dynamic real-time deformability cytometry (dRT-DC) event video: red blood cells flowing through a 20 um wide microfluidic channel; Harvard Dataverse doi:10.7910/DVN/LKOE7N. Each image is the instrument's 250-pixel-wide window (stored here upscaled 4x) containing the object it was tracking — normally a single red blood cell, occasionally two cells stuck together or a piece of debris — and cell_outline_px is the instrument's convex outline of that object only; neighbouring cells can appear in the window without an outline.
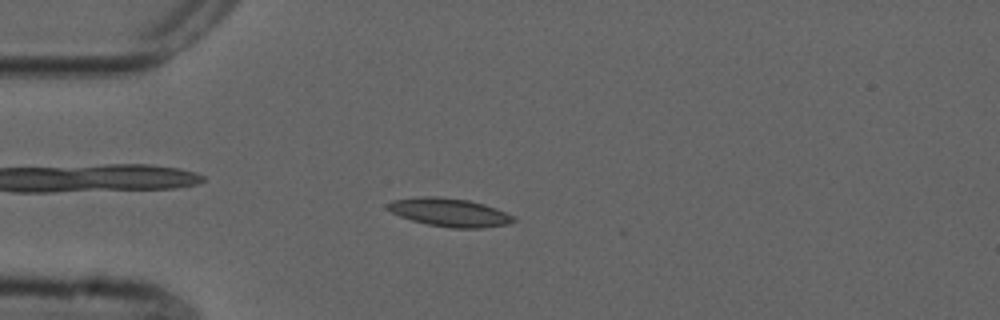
{"species": "common noctule bat (a hibernating species)", "species_latin": "Nyctalus noctula", "temperature_condition": "cold", "stored_images_in_passage": 31, "camera_frame_rate_fps": 3000, "um_per_image_px": 0.085, "animal": {"sex": "male", "forearm_length_mm": 52.5}, "frame": {"image": 1, "passage_image": 12, "time_ms": 3.667, "image_size_px": [1000, 320], "cell_outline_px": [[516, 220], [508, 224], [484, 228], [452, 228], [428, 224], [412, 220], [400, 216], [392, 212], [384, 204], [392, 200], [424, 196], [436, 196], [468, 200], [484, 204], [496, 208], [516, 216]], "centroid_in_image_um": [38.24, 18.05], "position_along_channel_um": 46.8, "area_um2": 20.81}}
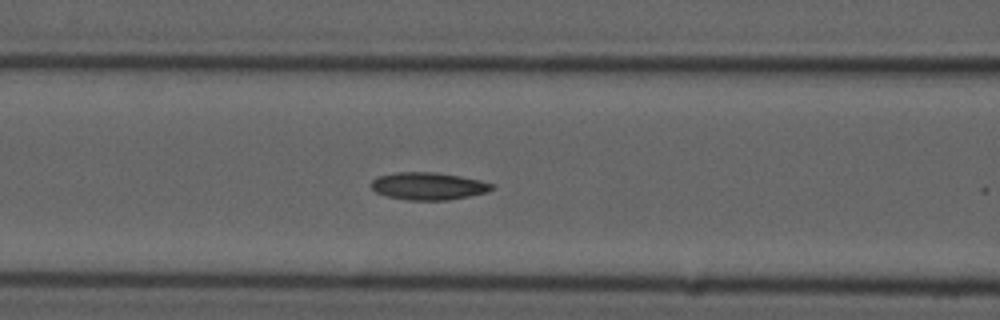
{"frame": {"image": 2, "passage_image": 20, "time_ms": 6.333, "image_size_px": [1000, 320], "cell_outline_px": [[496, 188], [488, 192], [448, 200], [408, 200], [388, 196], [376, 192], [368, 184], [376, 176], [396, 172], [436, 172], [460, 176], [480, 180], [492, 184]], "centroid_in_image_um": [36.39, 15.81], "position_along_channel_um": 130.2, "area_um2": 19.42}}
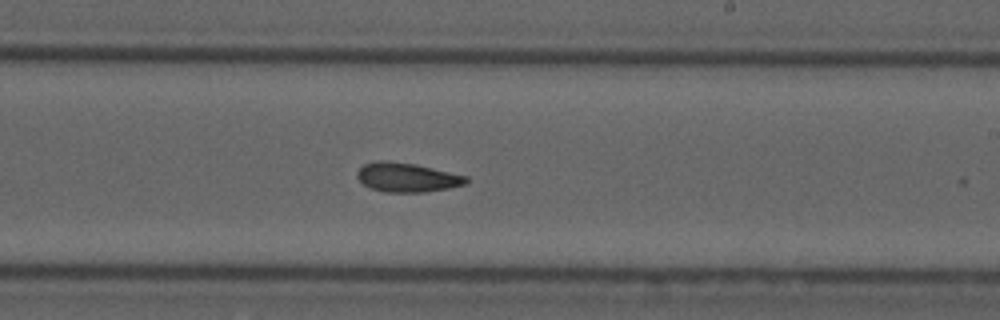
{"frame": {"image": 3, "passage_image": 30, "time_ms": 9.667, "image_size_px": [1000, 320], "cell_outline_px": [[468, 180], [464, 184], [448, 188], [424, 192], [384, 192], [372, 188], [364, 184], [356, 176], [356, 172], [364, 164], [376, 160], [388, 160], [416, 164], [468, 176]], "centroid_in_image_um": [34.58, 15.06], "position_along_channel_um": 254.4, "area_um2": 18.55}}